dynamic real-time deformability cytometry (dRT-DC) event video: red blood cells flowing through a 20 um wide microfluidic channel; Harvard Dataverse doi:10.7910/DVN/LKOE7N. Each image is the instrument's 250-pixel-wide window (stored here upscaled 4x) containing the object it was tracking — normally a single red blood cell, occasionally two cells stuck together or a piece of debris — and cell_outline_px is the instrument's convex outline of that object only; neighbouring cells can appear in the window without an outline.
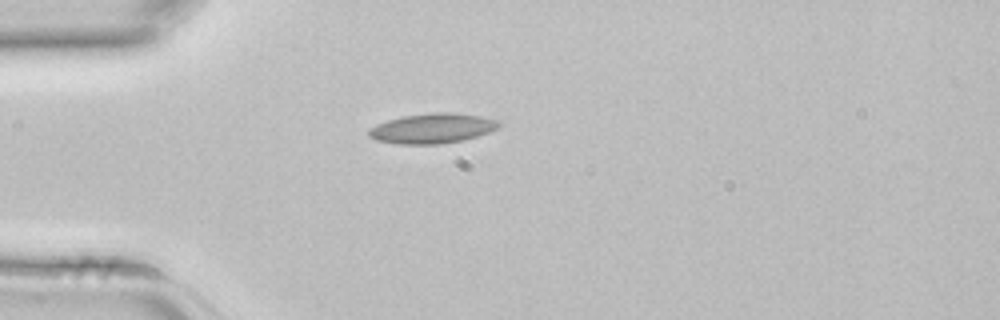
{"species": "common noctule bat (a hibernating species)", "species_latin": "Nyctalus noctula", "temperature_condition": "room temperature", "stored_images_in_passage": 3, "camera_frame_rate_fps": 3000, "um_per_image_px": 0.085, "animal": {"sex": "female", "body_mass_g": 22.7, "forearm_length_mm": 54.2}, "frame": {"image": 1, "passage_image": 3, "time_ms": 0.667, "image_size_px": [1000, 320], "cell_outline_px": [[500, 124], [496, 128], [488, 132], [476, 136], [460, 140], [440, 144], [396, 144], [376, 140], [368, 136], [368, 128], [376, 124], [388, 120], [404, 116], [436, 112], [452, 112], [480, 116], [496, 120]], "centroid_in_image_um": [36.68, 10.91], "position_along_channel_um": 48.3, "area_um2": 22.48}}